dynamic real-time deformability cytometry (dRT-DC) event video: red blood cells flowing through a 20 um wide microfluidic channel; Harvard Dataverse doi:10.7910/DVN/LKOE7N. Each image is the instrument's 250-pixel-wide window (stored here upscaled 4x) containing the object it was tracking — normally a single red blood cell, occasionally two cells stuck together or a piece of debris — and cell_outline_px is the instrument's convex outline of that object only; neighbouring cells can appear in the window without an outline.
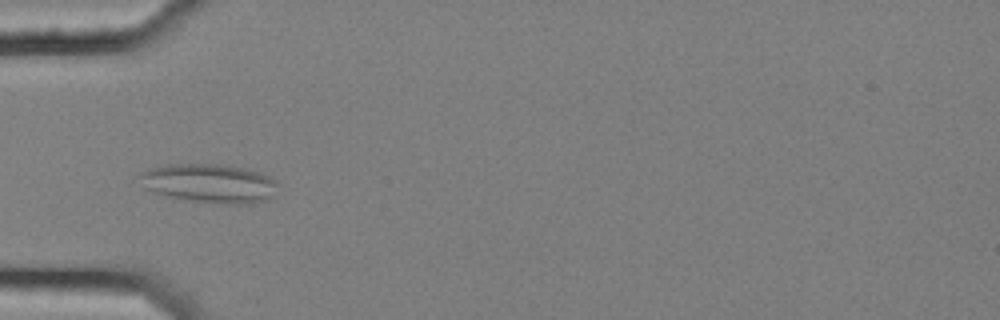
{"species": "common noctule bat (a hibernating species)", "species_latin": "Nyctalus noctula", "temperature_condition": "cold", "stored_images_in_passage": 8, "camera_frame_rate_fps": 3000, "um_per_image_px": 0.085, "animal": {"sex": "female", "body_mass_g": 25.1}, "frame": {"image": 1, "passage_image": 2, "time_ms": 0.333, "image_size_px": [1000, 320], "cell_outline_px": [[280, 184], [276, 196], [268, 200], [248, 204], [228, 204], [192, 200], [168, 196], [152, 192], [144, 188], [136, 176], [140, 172], [148, 168], [168, 164], [216, 164], [248, 168], [268, 176], [276, 180]], "centroid_in_image_um": [17.83, 15.58], "position_along_channel_um": 67.2, "area_um2": 31.91}}